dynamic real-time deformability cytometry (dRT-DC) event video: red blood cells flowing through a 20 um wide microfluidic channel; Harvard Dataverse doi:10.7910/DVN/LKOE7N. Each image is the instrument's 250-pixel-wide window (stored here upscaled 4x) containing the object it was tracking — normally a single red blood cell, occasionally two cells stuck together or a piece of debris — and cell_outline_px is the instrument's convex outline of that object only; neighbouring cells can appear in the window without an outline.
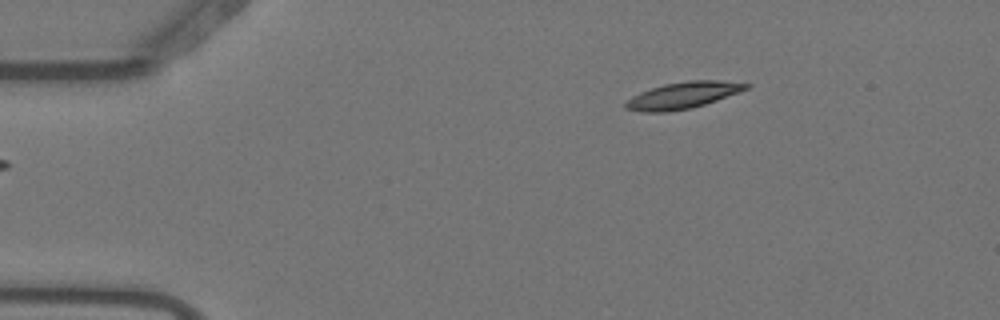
{"species": "Egyptian fruit bat (a non-hibernating species)", "species_latin": "Rousettus aegyptiacus", "temperature_condition": "warm", "stored_images_in_passage": 2, "camera_frame_rate_fps": 3000, "um_per_image_px": 0.085, "animal": {"sex": "female"}, "frame": {"image": 1, "passage_image": 2, "time_ms": 0.333, "image_size_px": [1000, 320], "cell_outline_px": [[752, 84], [748, 88], [740, 92], [692, 108], [664, 112], [640, 112], [624, 108], [624, 104], [632, 96], [640, 92], [664, 84], [688, 80], [720, 80]], "centroid_in_image_um": [58.04, 8.1], "position_along_channel_um": 27.0, "area_um2": 18.61}}